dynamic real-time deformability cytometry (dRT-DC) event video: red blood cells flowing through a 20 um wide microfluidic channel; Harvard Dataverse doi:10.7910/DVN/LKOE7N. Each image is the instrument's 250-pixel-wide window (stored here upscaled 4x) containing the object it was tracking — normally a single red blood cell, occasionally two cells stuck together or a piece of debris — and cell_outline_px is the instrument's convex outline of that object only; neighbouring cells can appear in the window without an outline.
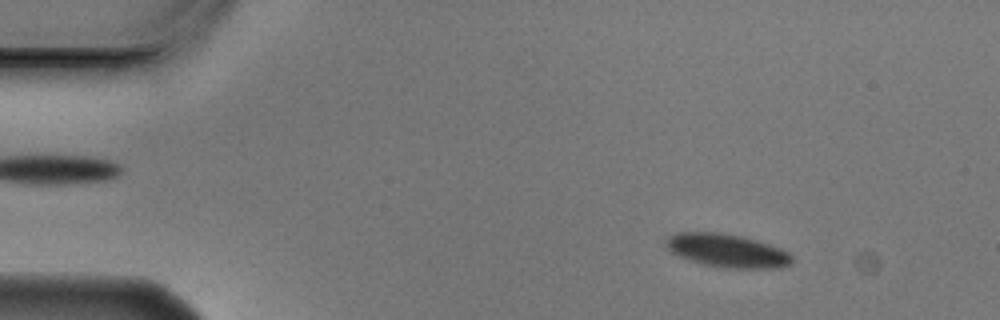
{"species": "Egyptian fruit bat (a non-hibernating species)", "species_latin": "Rousettus aegyptiacus", "temperature_condition": "cold", "stored_images_in_passage": 3, "camera_frame_rate_fps": 3000, "um_per_image_px": 0.085, "animal": {"sex": "male"}, "frame": {"image": 1, "passage_image": 1, "time_ms": 0.0, "image_size_px": [1000, 320], "cell_outline_px": [[792, 264], [780, 268], [724, 268], [704, 264], [688, 260], [672, 252], [664, 244], [664, 240], [668, 236], [680, 232], [716, 232], [740, 236], [756, 240], [780, 248], [788, 252], [792, 256]], "centroid_in_image_um": [61.8, 21.31], "position_along_channel_um": 23.2, "area_um2": 24.45}}